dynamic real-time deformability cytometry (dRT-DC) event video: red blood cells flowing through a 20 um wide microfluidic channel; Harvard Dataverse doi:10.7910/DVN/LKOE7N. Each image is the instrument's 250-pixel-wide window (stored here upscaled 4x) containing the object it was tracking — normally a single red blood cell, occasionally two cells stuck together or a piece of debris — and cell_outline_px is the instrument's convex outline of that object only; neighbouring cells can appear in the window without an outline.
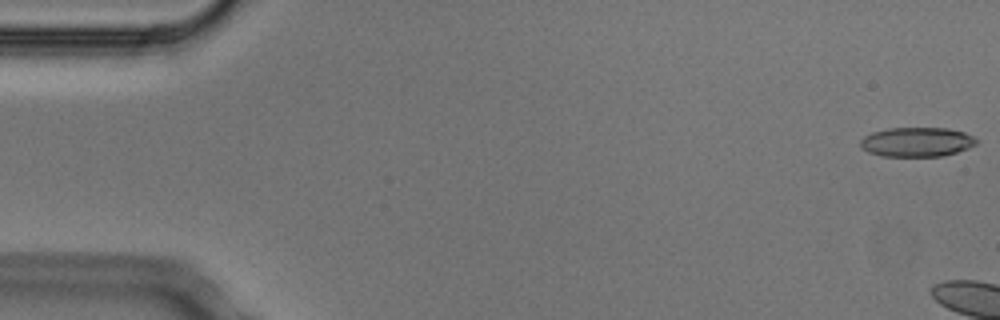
{"species": "Egyptian fruit bat (a non-hibernating species)", "species_latin": "Rousettus aegyptiacus", "temperature_condition": "cold", "stored_images_in_passage": 3, "camera_frame_rate_fps": 3000, "um_per_image_px": 0.085, "animal": {"sex": "male"}, "frame": {"image": 1, "passage_image": 1, "time_ms": 0.0, "image_size_px": [1000, 320], "cell_outline_px": [[976, 144], [968, 148], [944, 156], [880, 156], [868, 152], [860, 148], [860, 140], [864, 136], [872, 132], [888, 128], [948, 128], [964, 132], [972, 136], [976, 140]], "centroid_in_image_um": [77.89, 12.07], "position_along_channel_um": 7.1, "area_um2": 19.94}}